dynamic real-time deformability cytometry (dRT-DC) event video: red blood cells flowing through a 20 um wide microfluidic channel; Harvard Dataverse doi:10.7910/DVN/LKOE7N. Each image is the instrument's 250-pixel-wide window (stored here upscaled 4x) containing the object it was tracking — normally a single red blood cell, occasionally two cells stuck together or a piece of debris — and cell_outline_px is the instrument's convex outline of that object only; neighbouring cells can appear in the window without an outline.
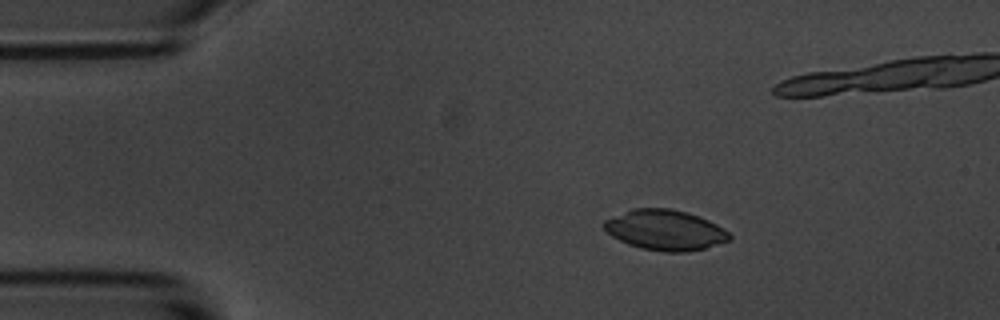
{"species": "common noctule bat (a hibernating species)", "species_latin": "Nyctalus noctula", "temperature_condition": "room temperature", "stored_images_in_passage": 39, "camera_frame_rate_fps": 3000, "um_per_image_px": 0.085, "animal": {"sex": "male", "body_mass_g": 20.1, "forearm_length_mm": 53.5}, "frame": {"image": 1, "passage_image": 3, "time_ms": 0.667, "image_size_px": [1000, 320], "cell_outline_px": [[732, 236], [728, 240], [704, 248], [688, 252], [664, 252], [640, 248], [628, 244], [612, 236], [600, 224], [604, 220], [632, 208], [672, 208], [688, 212], [708, 220], [724, 228]], "centroid_in_image_um": [56.51, 19.54], "position_along_channel_um": 28.5, "area_um2": 29.54}}